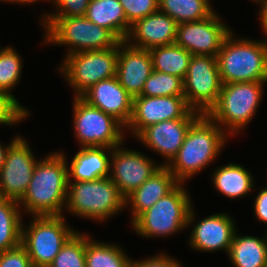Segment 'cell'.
Returning a JSON list of instances; mask_svg holds the SVG:
<instances>
[{"instance_id": "38", "label": "cell", "mask_w": 267, "mask_h": 267, "mask_svg": "<svg viewBox=\"0 0 267 267\" xmlns=\"http://www.w3.org/2000/svg\"><path fill=\"white\" fill-rule=\"evenodd\" d=\"M27 114H18L17 112H0V125L5 124L8 126H14L17 123L26 120Z\"/></svg>"}, {"instance_id": "31", "label": "cell", "mask_w": 267, "mask_h": 267, "mask_svg": "<svg viewBox=\"0 0 267 267\" xmlns=\"http://www.w3.org/2000/svg\"><path fill=\"white\" fill-rule=\"evenodd\" d=\"M139 96L164 97L177 96L184 97L183 79L166 73L152 70L146 80L143 90Z\"/></svg>"}, {"instance_id": "37", "label": "cell", "mask_w": 267, "mask_h": 267, "mask_svg": "<svg viewBox=\"0 0 267 267\" xmlns=\"http://www.w3.org/2000/svg\"><path fill=\"white\" fill-rule=\"evenodd\" d=\"M253 207L255 217L260 222L267 224V187L257 193Z\"/></svg>"}, {"instance_id": "16", "label": "cell", "mask_w": 267, "mask_h": 267, "mask_svg": "<svg viewBox=\"0 0 267 267\" xmlns=\"http://www.w3.org/2000/svg\"><path fill=\"white\" fill-rule=\"evenodd\" d=\"M196 218L193 207L190 210L187 227H192L189 246L200 252L226 251L230 246L237 230L235 221L227 213H216L193 224Z\"/></svg>"}, {"instance_id": "12", "label": "cell", "mask_w": 267, "mask_h": 267, "mask_svg": "<svg viewBox=\"0 0 267 267\" xmlns=\"http://www.w3.org/2000/svg\"><path fill=\"white\" fill-rule=\"evenodd\" d=\"M200 115V112L187 105L185 97L136 96L133 98L132 116L125 131L136 138L144 128L152 124L171 119L198 118Z\"/></svg>"}, {"instance_id": "18", "label": "cell", "mask_w": 267, "mask_h": 267, "mask_svg": "<svg viewBox=\"0 0 267 267\" xmlns=\"http://www.w3.org/2000/svg\"><path fill=\"white\" fill-rule=\"evenodd\" d=\"M153 70L150 51L119 42L116 78L132 98L139 96Z\"/></svg>"}, {"instance_id": "36", "label": "cell", "mask_w": 267, "mask_h": 267, "mask_svg": "<svg viewBox=\"0 0 267 267\" xmlns=\"http://www.w3.org/2000/svg\"><path fill=\"white\" fill-rule=\"evenodd\" d=\"M130 267H183L181 263L175 258L167 255L166 253H160L156 256L147 257L141 260H131Z\"/></svg>"}, {"instance_id": "40", "label": "cell", "mask_w": 267, "mask_h": 267, "mask_svg": "<svg viewBox=\"0 0 267 267\" xmlns=\"http://www.w3.org/2000/svg\"><path fill=\"white\" fill-rule=\"evenodd\" d=\"M20 135L17 136H13V138L11 139V142L7 143L8 145L5 146V144L3 145L0 142V170L3 167L4 163H5V157H6V153L8 148L10 147V145L19 137Z\"/></svg>"}, {"instance_id": "17", "label": "cell", "mask_w": 267, "mask_h": 267, "mask_svg": "<svg viewBox=\"0 0 267 267\" xmlns=\"http://www.w3.org/2000/svg\"><path fill=\"white\" fill-rule=\"evenodd\" d=\"M196 119L179 118L152 124L144 128L136 139L160 154L165 161L162 166H167L181 148L188 129Z\"/></svg>"}, {"instance_id": "2", "label": "cell", "mask_w": 267, "mask_h": 267, "mask_svg": "<svg viewBox=\"0 0 267 267\" xmlns=\"http://www.w3.org/2000/svg\"><path fill=\"white\" fill-rule=\"evenodd\" d=\"M227 136L207 114H201L188 129L181 148L166 167L180 183L188 182L217 160L229 139Z\"/></svg>"}, {"instance_id": "3", "label": "cell", "mask_w": 267, "mask_h": 267, "mask_svg": "<svg viewBox=\"0 0 267 267\" xmlns=\"http://www.w3.org/2000/svg\"><path fill=\"white\" fill-rule=\"evenodd\" d=\"M222 84L267 82V38H237L231 31L216 56Z\"/></svg>"}, {"instance_id": "14", "label": "cell", "mask_w": 267, "mask_h": 267, "mask_svg": "<svg viewBox=\"0 0 267 267\" xmlns=\"http://www.w3.org/2000/svg\"><path fill=\"white\" fill-rule=\"evenodd\" d=\"M110 156L109 177L124 198L162 167L146 154L121 145L113 148Z\"/></svg>"}, {"instance_id": "21", "label": "cell", "mask_w": 267, "mask_h": 267, "mask_svg": "<svg viewBox=\"0 0 267 267\" xmlns=\"http://www.w3.org/2000/svg\"><path fill=\"white\" fill-rule=\"evenodd\" d=\"M179 183L168 168L162 166L140 187L129 194L125 198V209L131 206V224L160 198L171 192Z\"/></svg>"}, {"instance_id": "10", "label": "cell", "mask_w": 267, "mask_h": 267, "mask_svg": "<svg viewBox=\"0 0 267 267\" xmlns=\"http://www.w3.org/2000/svg\"><path fill=\"white\" fill-rule=\"evenodd\" d=\"M73 130L80 147L115 148L123 145L125 126L113 116L73 97Z\"/></svg>"}, {"instance_id": "7", "label": "cell", "mask_w": 267, "mask_h": 267, "mask_svg": "<svg viewBox=\"0 0 267 267\" xmlns=\"http://www.w3.org/2000/svg\"><path fill=\"white\" fill-rule=\"evenodd\" d=\"M192 207L190 194L184 183H179L171 192L144 211L131 226L143 238L172 236L187 229Z\"/></svg>"}, {"instance_id": "4", "label": "cell", "mask_w": 267, "mask_h": 267, "mask_svg": "<svg viewBox=\"0 0 267 267\" xmlns=\"http://www.w3.org/2000/svg\"><path fill=\"white\" fill-rule=\"evenodd\" d=\"M40 23L45 30L44 43L67 46L66 55L109 49L120 42L109 30L85 16L42 17Z\"/></svg>"}, {"instance_id": "27", "label": "cell", "mask_w": 267, "mask_h": 267, "mask_svg": "<svg viewBox=\"0 0 267 267\" xmlns=\"http://www.w3.org/2000/svg\"><path fill=\"white\" fill-rule=\"evenodd\" d=\"M153 70L184 80L192 54L176 43L149 49Z\"/></svg>"}, {"instance_id": "8", "label": "cell", "mask_w": 267, "mask_h": 267, "mask_svg": "<svg viewBox=\"0 0 267 267\" xmlns=\"http://www.w3.org/2000/svg\"><path fill=\"white\" fill-rule=\"evenodd\" d=\"M32 218L29 225H22L21 245L26 249L33 267H48L76 231L66 224L63 215Z\"/></svg>"}, {"instance_id": "6", "label": "cell", "mask_w": 267, "mask_h": 267, "mask_svg": "<svg viewBox=\"0 0 267 267\" xmlns=\"http://www.w3.org/2000/svg\"><path fill=\"white\" fill-rule=\"evenodd\" d=\"M65 208L77 217L105 222L125 210V198L110 177L68 181Z\"/></svg>"}, {"instance_id": "5", "label": "cell", "mask_w": 267, "mask_h": 267, "mask_svg": "<svg viewBox=\"0 0 267 267\" xmlns=\"http://www.w3.org/2000/svg\"><path fill=\"white\" fill-rule=\"evenodd\" d=\"M266 82L222 84L217 103L207 115L230 136L238 135L252 121Z\"/></svg>"}, {"instance_id": "23", "label": "cell", "mask_w": 267, "mask_h": 267, "mask_svg": "<svg viewBox=\"0 0 267 267\" xmlns=\"http://www.w3.org/2000/svg\"><path fill=\"white\" fill-rule=\"evenodd\" d=\"M85 17L109 30L119 41H125L131 28L118 0H90Z\"/></svg>"}, {"instance_id": "35", "label": "cell", "mask_w": 267, "mask_h": 267, "mask_svg": "<svg viewBox=\"0 0 267 267\" xmlns=\"http://www.w3.org/2000/svg\"><path fill=\"white\" fill-rule=\"evenodd\" d=\"M0 267H33L26 249L19 245L16 248L0 252Z\"/></svg>"}, {"instance_id": "25", "label": "cell", "mask_w": 267, "mask_h": 267, "mask_svg": "<svg viewBox=\"0 0 267 267\" xmlns=\"http://www.w3.org/2000/svg\"><path fill=\"white\" fill-rule=\"evenodd\" d=\"M22 62L20 54L14 47L8 45L0 51V99L18 114L29 115L27 108L19 103L12 93V88H15L20 82Z\"/></svg>"}, {"instance_id": "9", "label": "cell", "mask_w": 267, "mask_h": 267, "mask_svg": "<svg viewBox=\"0 0 267 267\" xmlns=\"http://www.w3.org/2000/svg\"><path fill=\"white\" fill-rule=\"evenodd\" d=\"M119 43L104 50L82 51L65 55L58 70L80 97L92 85L116 76Z\"/></svg>"}, {"instance_id": "26", "label": "cell", "mask_w": 267, "mask_h": 267, "mask_svg": "<svg viewBox=\"0 0 267 267\" xmlns=\"http://www.w3.org/2000/svg\"><path fill=\"white\" fill-rule=\"evenodd\" d=\"M233 237L228 257L234 267H267V233L264 238L252 235Z\"/></svg>"}, {"instance_id": "39", "label": "cell", "mask_w": 267, "mask_h": 267, "mask_svg": "<svg viewBox=\"0 0 267 267\" xmlns=\"http://www.w3.org/2000/svg\"><path fill=\"white\" fill-rule=\"evenodd\" d=\"M256 3L261 7L259 10V22L261 23L265 38H267V0H258Z\"/></svg>"}, {"instance_id": "30", "label": "cell", "mask_w": 267, "mask_h": 267, "mask_svg": "<svg viewBox=\"0 0 267 267\" xmlns=\"http://www.w3.org/2000/svg\"><path fill=\"white\" fill-rule=\"evenodd\" d=\"M211 0H159V10L176 21L197 22L211 16L215 11Z\"/></svg>"}, {"instance_id": "13", "label": "cell", "mask_w": 267, "mask_h": 267, "mask_svg": "<svg viewBox=\"0 0 267 267\" xmlns=\"http://www.w3.org/2000/svg\"><path fill=\"white\" fill-rule=\"evenodd\" d=\"M29 146L20 135L8 148L5 163L0 170L2 198L19 202L25 195L38 162Z\"/></svg>"}, {"instance_id": "32", "label": "cell", "mask_w": 267, "mask_h": 267, "mask_svg": "<svg viewBox=\"0 0 267 267\" xmlns=\"http://www.w3.org/2000/svg\"><path fill=\"white\" fill-rule=\"evenodd\" d=\"M85 251L86 234L76 230L48 267H86Z\"/></svg>"}, {"instance_id": "28", "label": "cell", "mask_w": 267, "mask_h": 267, "mask_svg": "<svg viewBox=\"0 0 267 267\" xmlns=\"http://www.w3.org/2000/svg\"><path fill=\"white\" fill-rule=\"evenodd\" d=\"M18 201L0 199V252L21 245L23 219Z\"/></svg>"}, {"instance_id": "19", "label": "cell", "mask_w": 267, "mask_h": 267, "mask_svg": "<svg viewBox=\"0 0 267 267\" xmlns=\"http://www.w3.org/2000/svg\"><path fill=\"white\" fill-rule=\"evenodd\" d=\"M80 97L89 105L113 116L125 127L131 119L133 98L120 85L116 76L92 85Z\"/></svg>"}, {"instance_id": "33", "label": "cell", "mask_w": 267, "mask_h": 267, "mask_svg": "<svg viewBox=\"0 0 267 267\" xmlns=\"http://www.w3.org/2000/svg\"><path fill=\"white\" fill-rule=\"evenodd\" d=\"M124 9L127 21L132 25L159 10V0H118Z\"/></svg>"}, {"instance_id": "15", "label": "cell", "mask_w": 267, "mask_h": 267, "mask_svg": "<svg viewBox=\"0 0 267 267\" xmlns=\"http://www.w3.org/2000/svg\"><path fill=\"white\" fill-rule=\"evenodd\" d=\"M218 13L197 22L177 24L176 44L192 55L217 56L224 39L232 31Z\"/></svg>"}, {"instance_id": "20", "label": "cell", "mask_w": 267, "mask_h": 267, "mask_svg": "<svg viewBox=\"0 0 267 267\" xmlns=\"http://www.w3.org/2000/svg\"><path fill=\"white\" fill-rule=\"evenodd\" d=\"M177 23L169 15L158 10L135 21L125 41L137 48L151 49L176 42Z\"/></svg>"}, {"instance_id": "34", "label": "cell", "mask_w": 267, "mask_h": 267, "mask_svg": "<svg viewBox=\"0 0 267 267\" xmlns=\"http://www.w3.org/2000/svg\"><path fill=\"white\" fill-rule=\"evenodd\" d=\"M56 8L43 17H76L85 16L90 0H50Z\"/></svg>"}, {"instance_id": "11", "label": "cell", "mask_w": 267, "mask_h": 267, "mask_svg": "<svg viewBox=\"0 0 267 267\" xmlns=\"http://www.w3.org/2000/svg\"><path fill=\"white\" fill-rule=\"evenodd\" d=\"M183 84L187 105L192 110L207 114L217 103L222 87L217 58L192 55Z\"/></svg>"}, {"instance_id": "24", "label": "cell", "mask_w": 267, "mask_h": 267, "mask_svg": "<svg viewBox=\"0 0 267 267\" xmlns=\"http://www.w3.org/2000/svg\"><path fill=\"white\" fill-rule=\"evenodd\" d=\"M211 179L216 191L231 199H240L249 195L255 181L247 168L236 163L221 165L214 170Z\"/></svg>"}, {"instance_id": "22", "label": "cell", "mask_w": 267, "mask_h": 267, "mask_svg": "<svg viewBox=\"0 0 267 267\" xmlns=\"http://www.w3.org/2000/svg\"><path fill=\"white\" fill-rule=\"evenodd\" d=\"M112 148L80 147L68 165V181H94L109 177ZM74 178V179H72Z\"/></svg>"}, {"instance_id": "1", "label": "cell", "mask_w": 267, "mask_h": 267, "mask_svg": "<svg viewBox=\"0 0 267 267\" xmlns=\"http://www.w3.org/2000/svg\"><path fill=\"white\" fill-rule=\"evenodd\" d=\"M63 152H53L40 159L23 198L21 211L29 216L64 215L68 193V162Z\"/></svg>"}, {"instance_id": "42", "label": "cell", "mask_w": 267, "mask_h": 267, "mask_svg": "<svg viewBox=\"0 0 267 267\" xmlns=\"http://www.w3.org/2000/svg\"><path fill=\"white\" fill-rule=\"evenodd\" d=\"M0 112H16L13 108H11L5 101L0 99Z\"/></svg>"}, {"instance_id": "41", "label": "cell", "mask_w": 267, "mask_h": 267, "mask_svg": "<svg viewBox=\"0 0 267 267\" xmlns=\"http://www.w3.org/2000/svg\"><path fill=\"white\" fill-rule=\"evenodd\" d=\"M1 2H7V3H15V4H21V5H26V4H28L29 5V3L31 4V3H35V2H37V1H40V0H0ZM42 1V0H41Z\"/></svg>"}, {"instance_id": "29", "label": "cell", "mask_w": 267, "mask_h": 267, "mask_svg": "<svg viewBox=\"0 0 267 267\" xmlns=\"http://www.w3.org/2000/svg\"><path fill=\"white\" fill-rule=\"evenodd\" d=\"M86 267H130L131 260L117 244L93 240L86 233Z\"/></svg>"}]
</instances>
